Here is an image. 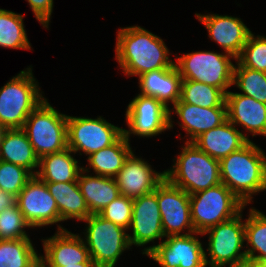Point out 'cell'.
<instances>
[{"label": "cell", "instance_id": "obj_1", "mask_svg": "<svg viewBox=\"0 0 266 267\" xmlns=\"http://www.w3.org/2000/svg\"><path fill=\"white\" fill-rule=\"evenodd\" d=\"M115 40V60L127 77L175 65L163 39L144 27H120Z\"/></svg>", "mask_w": 266, "mask_h": 267}, {"label": "cell", "instance_id": "obj_2", "mask_svg": "<svg viewBox=\"0 0 266 267\" xmlns=\"http://www.w3.org/2000/svg\"><path fill=\"white\" fill-rule=\"evenodd\" d=\"M249 141L241 149L220 160L221 183L247 206L255 195L266 191V153Z\"/></svg>", "mask_w": 266, "mask_h": 267}, {"label": "cell", "instance_id": "obj_3", "mask_svg": "<svg viewBox=\"0 0 266 267\" xmlns=\"http://www.w3.org/2000/svg\"><path fill=\"white\" fill-rule=\"evenodd\" d=\"M173 164L165 169V178L189 195L221 183L220 161L200 150L193 142H185Z\"/></svg>", "mask_w": 266, "mask_h": 267}, {"label": "cell", "instance_id": "obj_4", "mask_svg": "<svg viewBox=\"0 0 266 267\" xmlns=\"http://www.w3.org/2000/svg\"><path fill=\"white\" fill-rule=\"evenodd\" d=\"M32 65L0 88V124L6 129H23L30 113L46 99Z\"/></svg>", "mask_w": 266, "mask_h": 267}, {"label": "cell", "instance_id": "obj_5", "mask_svg": "<svg viewBox=\"0 0 266 267\" xmlns=\"http://www.w3.org/2000/svg\"><path fill=\"white\" fill-rule=\"evenodd\" d=\"M174 64L179 71L182 80H193L215 86L225 94L233 86L236 58L226 52L207 50L174 54Z\"/></svg>", "mask_w": 266, "mask_h": 267}, {"label": "cell", "instance_id": "obj_6", "mask_svg": "<svg viewBox=\"0 0 266 267\" xmlns=\"http://www.w3.org/2000/svg\"><path fill=\"white\" fill-rule=\"evenodd\" d=\"M67 117L47 98L30 113L23 130L39 159L68 148Z\"/></svg>", "mask_w": 266, "mask_h": 267}, {"label": "cell", "instance_id": "obj_7", "mask_svg": "<svg viewBox=\"0 0 266 267\" xmlns=\"http://www.w3.org/2000/svg\"><path fill=\"white\" fill-rule=\"evenodd\" d=\"M82 222L86 227L80 235H84L81 237L97 267H115L120 256L132 249L125 228L105 220L99 214H91Z\"/></svg>", "mask_w": 266, "mask_h": 267}, {"label": "cell", "instance_id": "obj_8", "mask_svg": "<svg viewBox=\"0 0 266 267\" xmlns=\"http://www.w3.org/2000/svg\"><path fill=\"white\" fill-rule=\"evenodd\" d=\"M246 206L223 183L191 194L190 209L194 230L203 233L212 226L235 217Z\"/></svg>", "mask_w": 266, "mask_h": 267}, {"label": "cell", "instance_id": "obj_9", "mask_svg": "<svg viewBox=\"0 0 266 267\" xmlns=\"http://www.w3.org/2000/svg\"><path fill=\"white\" fill-rule=\"evenodd\" d=\"M205 235H208L205 249L207 267H222L247 258L243 210L235 217L207 229L202 233V236Z\"/></svg>", "mask_w": 266, "mask_h": 267}, {"label": "cell", "instance_id": "obj_10", "mask_svg": "<svg viewBox=\"0 0 266 267\" xmlns=\"http://www.w3.org/2000/svg\"><path fill=\"white\" fill-rule=\"evenodd\" d=\"M123 129L99 115L96 118L68 115V148L80 156H89L114 144L124 134Z\"/></svg>", "mask_w": 266, "mask_h": 267}, {"label": "cell", "instance_id": "obj_11", "mask_svg": "<svg viewBox=\"0 0 266 267\" xmlns=\"http://www.w3.org/2000/svg\"><path fill=\"white\" fill-rule=\"evenodd\" d=\"M128 129L124 136L152 138L169 130V109L154 97L137 94L128 104L125 111Z\"/></svg>", "mask_w": 266, "mask_h": 267}, {"label": "cell", "instance_id": "obj_12", "mask_svg": "<svg viewBox=\"0 0 266 267\" xmlns=\"http://www.w3.org/2000/svg\"><path fill=\"white\" fill-rule=\"evenodd\" d=\"M161 218L157 201V187L154 191L133 199L132 221L128 229L131 248L133 246L142 247L141 253L145 256L156 246L155 240H160L158 242L160 244L165 239ZM151 242L153 245L146 247Z\"/></svg>", "mask_w": 266, "mask_h": 267}, {"label": "cell", "instance_id": "obj_13", "mask_svg": "<svg viewBox=\"0 0 266 267\" xmlns=\"http://www.w3.org/2000/svg\"><path fill=\"white\" fill-rule=\"evenodd\" d=\"M16 203L32 229L51 225H56L57 230L67 229L60 224L63 221L60 218L57 203L46 183L36 176H32L20 191L16 197Z\"/></svg>", "mask_w": 266, "mask_h": 267}, {"label": "cell", "instance_id": "obj_14", "mask_svg": "<svg viewBox=\"0 0 266 267\" xmlns=\"http://www.w3.org/2000/svg\"><path fill=\"white\" fill-rule=\"evenodd\" d=\"M200 236L198 232L167 236L146 256L160 267H207Z\"/></svg>", "mask_w": 266, "mask_h": 267}, {"label": "cell", "instance_id": "obj_15", "mask_svg": "<svg viewBox=\"0 0 266 267\" xmlns=\"http://www.w3.org/2000/svg\"><path fill=\"white\" fill-rule=\"evenodd\" d=\"M157 201L165 237L195 232L191 219L190 195L187 192L165 178L157 186Z\"/></svg>", "mask_w": 266, "mask_h": 267}, {"label": "cell", "instance_id": "obj_16", "mask_svg": "<svg viewBox=\"0 0 266 267\" xmlns=\"http://www.w3.org/2000/svg\"><path fill=\"white\" fill-rule=\"evenodd\" d=\"M173 110V111H172ZM179 121L176 122L183 131L185 137L178 136L184 142H193L204 132L220 126L227 120V107H200L182 102L180 99L169 109V130L174 127V115Z\"/></svg>", "mask_w": 266, "mask_h": 267}, {"label": "cell", "instance_id": "obj_17", "mask_svg": "<svg viewBox=\"0 0 266 267\" xmlns=\"http://www.w3.org/2000/svg\"><path fill=\"white\" fill-rule=\"evenodd\" d=\"M57 231V232H56ZM47 238L40 239L43 254L40 255L44 267H65L78 263H94L81 235L68 229L56 230Z\"/></svg>", "mask_w": 266, "mask_h": 267}, {"label": "cell", "instance_id": "obj_18", "mask_svg": "<svg viewBox=\"0 0 266 267\" xmlns=\"http://www.w3.org/2000/svg\"><path fill=\"white\" fill-rule=\"evenodd\" d=\"M197 20L205 26L208 37L226 53L237 58L252 32L240 17L216 13H195Z\"/></svg>", "mask_w": 266, "mask_h": 267}, {"label": "cell", "instance_id": "obj_19", "mask_svg": "<svg viewBox=\"0 0 266 267\" xmlns=\"http://www.w3.org/2000/svg\"><path fill=\"white\" fill-rule=\"evenodd\" d=\"M133 151L114 177L120 194L136 199L155 190L165 179V171L158 172L141 156Z\"/></svg>", "mask_w": 266, "mask_h": 267}, {"label": "cell", "instance_id": "obj_20", "mask_svg": "<svg viewBox=\"0 0 266 267\" xmlns=\"http://www.w3.org/2000/svg\"><path fill=\"white\" fill-rule=\"evenodd\" d=\"M227 119L252 137H266V104L252 97L228 91L226 93ZM240 126V127H238Z\"/></svg>", "mask_w": 266, "mask_h": 267}, {"label": "cell", "instance_id": "obj_21", "mask_svg": "<svg viewBox=\"0 0 266 267\" xmlns=\"http://www.w3.org/2000/svg\"><path fill=\"white\" fill-rule=\"evenodd\" d=\"M249 141H251L249 135L244 133L242 129H238L227 119L220 126L201 134L193 143L200 150L220 161L232 152L241 149Z\"/></svg>", "mask_w": 266, "mask_h": 267}, {"label": "cell", "instance_id": "obj_22", "mask_svg": "<svg viewBox=\"0 0 266 267\" xmlns=\"http://www.w3.org/2000/svg\"><path fill=\"white\" fill-rule=\"evenodd\" d=\"M181 81L175 65L146 72L138 77V94L154 97L170 109L180 99Z\"/></svg>", "mask_w": 266, "mask_h": 267}, {"label": "cell", "instance_id": "obj_23", "mask_svg": "<svg viewBox=\"0 0 266 267\" xmlns=\"http://www.w3.org/2000/svg\"><path fill=\"white\" fill-rule=\"evenodd\" d=\"M80 162L75 153L66 148L40 158L35 176L43 182H76L83 169Z\"/></svg>", "mask_w": 266, "mask_h": 267}, {"label": "cell", "instance_id": "obj_24", "mask_svg": "<svg viewBox=\"0 0 266 267\" xmlns=\"http://www.w3.org/2000/svg\"><path fill=\"white\" fill-rule=\"evenodd\" d=\"M77 182L91 214H98L121 195L114 178L92 174L84 169Z\"/></svg>", "mask_w": 266, "mask_h": 267}, {"label": "cell", "instance_id": "obj_25", "mask_svg": "<svg viewBox=\"0 0 266 267\" xmlns=\"http://www.w3.org/2000/svg\"><path fill=\"white\" fill-rule=\"evenodd\" d=\"M0 160L27 169L35 176L39 158L23 129H7L0 145Z\"/></svg>", "mask_w": 266, "mask_h": 267}, {"label": "cell", "instance_id": "obj_26", "mask_svg": "<svg viewBox=\"0 0 266 267\" xmlns=\"http://www.w3.org/2000/svg\"><path fill=\"white\" fill-rule=\"evenodd\" d=\"M54 197L61 220L82 222L91 215L78 182H45Z\"/></svg>", "mask_w": 266, "mask_h": 267}, {"label": "cell", "instance_id": "obj_27", "mask_svg": "<svg viewBox=\"0 0 266 267\" xmlns=\"http://www.w3.org/2000/svg\"><path fill=\"white\" fill-rule=\"evenodd\" d=\"M132 152L130 141L123 134L114 144L87 156L88 164L83 169L93 171L92 174L114 178Z\"/></svg>", "mask_w": 266, "mask_h": 267}, {"label": "cell", "instance_id": "obj_28", "mask_svg": "<svg viewBox=\"0 0 266 267\" xmlns=\"http://www.w3.org/2000/svg\"><path fill=\"white\" fill-rule=\"evenodd\" d=\"M245 219V252L248 259L266 260V214L250 207Z\"/></svg>", "mask_w": 266, "mask_h": 267}, {"label": "cell", "instance_id": "obj_29", "mask_svg": "<svg viewBox=\"0 0 266 267\" xmlns=\"http://www.w3.org/2000/svg\"><path fill=\"white\" fill-rule=\"evenodd\" d=\"M24 25V15L0 8V47L31 50Z\"/></svg>", "mask_w": 266, "mask_h": 267}, {"label": "cell", "instance_id": "obj_30", "mask_svg": "<svg viewBox=\"0 0 266 267\" xmlns=\"http://www.w3.org/2000/svg\"><path fill=\"white\" fill-rule=\"evenodd\" d=\"M31 238L0 240V267H32L40 254Z\"/></svg>", "mask_w": 266, "mask_h": 267}, {"label": "cell", "instance_id": "obj_31", "mask_svg": "<svg viewBox=\"0 0 266 267\" xmlns=\"http://www.w3.org/2000/svg\"><path fill=\"white\" fill-rule=\"evenodd\" d=\"M180 100L200 107H227L226 94L219 88L193 80H182Z\"/></svg>", "mask_w": 266, "mask_h": 267}, {"label": "cell", "instance_id": "obj_32", "mask_svg": "<svg viewBox=\"0 0 266 267\" xmlns=\"http://www.w3.org/2000/svg\"><path fill=\"white\" fill-rule=\"evenodd\" d=\"M237 92L266 104V73L244 66L234 67L233 86Z\"/></svg>", "mask_w": 266, "mask_h": 267}, {"label": "cell", "instance_id": "obj_33", "mask_svg": "<svg viewBox=\"0 0 266 267\" xmlns=\"http://www.w3.org/2000/svg\"><path fill=\"white\" fill-rule=\"evenodd\" d=\"M235 66H244L266 73V36L250 33L247 43L236 58Z\"/></svg>", "mask_w": 266, "mask_h": 267}, {"label": "cell", "instance_id": "obj_34", "mask_svg": "<svg viewBox=\"0 0 266 267\" xmlns=\"http://www.w3.org/2000/svg\"><path fill=\"white\" fill-rule=\"evenodd\" d=\"M29 228L17 203L0 212V240L30 238L26 231Z\"/></svg>", "mask_w": 266, "mask_h": 267}, {"label": "cell", "instance_id": "obj_35", "mask_svg": "<svg viewBox=\"0 0 266 267\" xmlns=\"http://www.w3.org/2000/svg\"><path fill=\"white\" fill-rule=\"evenodd\" d=\"M32 176L27 169L0 160L1 192L9 193L16 198Z\"/></svg>", "mask_w": 266, "mask_h": 267}, {"label": "cell", "instance_id": "obj_36", "mask_svg": "<svg viewBox=\"0 0 266 267\" xmlns=\"http://www.w3.org/2000/svg\"><path fill=\"white\" fill-rule=\"evenodd\" d=\"M132 213L133 199L120 195L105 206L98 214L105 220L111 221L128 230L132 221Z\"/></svg>", "mask_w": 266, "mask_h": 267}, {"label": "cell", "instance_id": "obj_37", "mask_svg": "<svg viewBox=\"0 0 266 267\" xmlns=\"http://www.w3.org/2000/svg\"><path fill=\"white\" fill-rule=\"evenodd\" d=\"M28 2L36 20L45 29L49 30L52 18L54 1L53 0H25Z\"/></svg>", "mask_w": 266, "mask_h": 267}, {"label": "cell", "instance_id": "obj_38", "mask_svg": "<svg viewBox=\"0 0 266 267\" xmlns=\"http://www.w3.org/2000/svg\"><path fill=\"white\" fill-rule=\"evenodd\" d=\"M15 203H16V198L13 195L1 192L0 190V212L5 208H9Z\"/></svg>", "mask_w": 266, "mask_h": 267}, {"label": "cell", "instance_id": "obj_39", "mask_svg": "<svg viewBox=\"0 0 266 267\" xmlns=\"http://www.w3.org/2000/svg\"><path fill=\"white\" fill-rule=\"evenodd\" d=\"M252 267V259H244V260H241V261H238V262H234L232 264H227V265H224L222 267Z\"/></svg>", "mask_w": 266, "mask_h": 267}, {"label": "cell", "instance_id": "obj_40", "mask_svg": "<svg viewBox=\"0 0 266 267\" xmlns=\"http://www.w3.org/2000/svg\"><path fill=\"white\" fill-rule=\"evenodd\" d=\"M252 267H266V260L252 259Z\"/></svg>", "mask_w": 266, "mask_h": 267}, {"label": "cell", "instance_id": "obj_41", "mask_svg": "<svg viewBox=\"0 0 266 267\" xmlns=\"http://www.w3.org/2000/svg\"><path fill=\"white\" fill-rule=\"evenodd\" d=\"M65 267H97L95 263H78L77 265H67Z\"/></svg>", "mask_w": 266, "mask_h": 267}, {"label": "cell", "instance_id": "obj_42", "mask_svg": "<svg viewBox=\"0 0 266 267\" xmlns=\"http://www.w3.org/2000/svg\"><path fill=\"white\" fill-rule=\"evenodd\" d=\"M6 130L7 129L2 124H0V145H1V141Z\"/></svg>", "mask_w": 266, "mask_h": 267}, {"label": "cell", "instance_id": "obj_43", "mask_svg": "<svg viewBox=\"0 0 266 267\" xmlns=\"http://www.w3.org/2000/svg\"><path fill=\"white\" fill-rule=\"evenodd\" d=\"M32 267H44V264L41 259H39Z\"/></svg>", "mask_w": 266, "mask_h": 267}]
</instances>
